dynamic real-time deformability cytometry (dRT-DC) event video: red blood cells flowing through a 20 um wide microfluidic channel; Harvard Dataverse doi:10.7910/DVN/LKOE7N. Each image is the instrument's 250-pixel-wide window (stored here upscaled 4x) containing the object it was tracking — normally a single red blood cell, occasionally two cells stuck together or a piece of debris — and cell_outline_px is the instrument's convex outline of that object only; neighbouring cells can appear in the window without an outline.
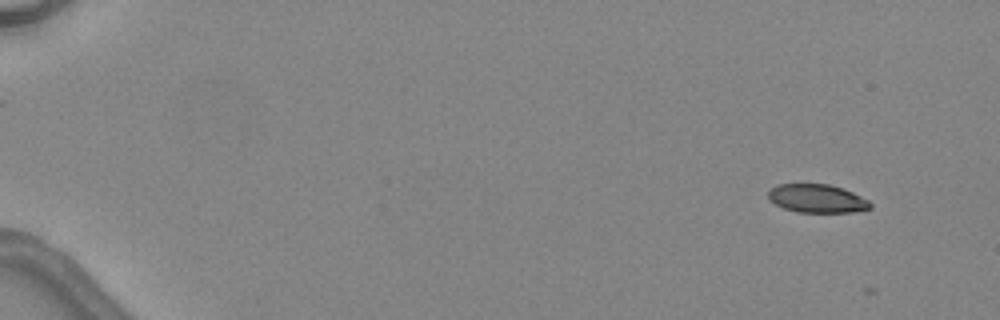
{"species": "common noctule bat (a hibernating species)", "species_latin": "Nyctalus noctula", "temperature_condition": "warm", "stored_images_in_passage": 6, "segment_of_instrument_passage": [2, 2], "camera_frame_rate_fps": 3000, "um_per_image_px": 0.085, "animal": {"sex": "female", "body_mass_g": 24.6, "forearm_length_mm": 56.2}, "frame": {"image": 1, "passage_image": 6, "time_ms": 6.333, "image_size_px": [1000, 320], "cell_outline_px": [[872, 208], [852, 212], [796, 212], [784, 208], [768, 200], [768, 192], [776, 184], [828, 184], [844, 188], [868, 200], [872, 204]], "centroid_in_image_um": [69.44, 16.87], "position_along_channel_um": 15.6, "area_um2": 16.94}}